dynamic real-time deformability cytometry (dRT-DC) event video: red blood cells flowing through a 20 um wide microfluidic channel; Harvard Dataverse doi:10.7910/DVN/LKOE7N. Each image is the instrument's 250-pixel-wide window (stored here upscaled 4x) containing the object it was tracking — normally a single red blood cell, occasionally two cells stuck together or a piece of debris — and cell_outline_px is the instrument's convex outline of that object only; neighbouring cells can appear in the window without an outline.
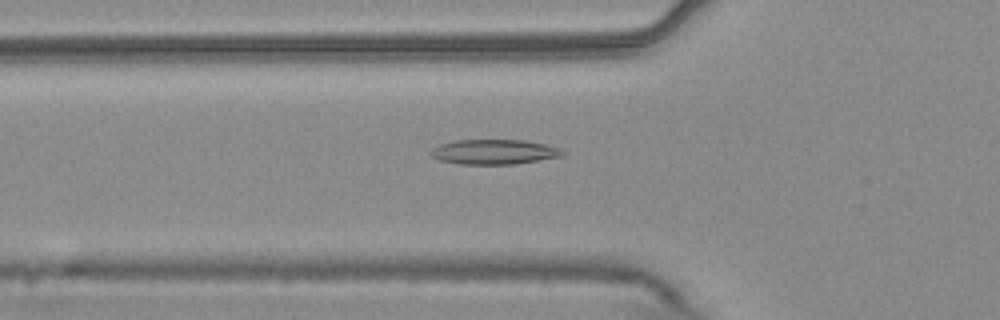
{"species": "common noctule bat (a hibernating species)", "species_latin": "Nyctalus noctula", "temperature_condition": "warm", "stored_images_in_passage": 54, "camera_frame_rate_fps": 3000, "um_per_image_px": 0.085, "animal": {"sex": "male", "body_mass_g": 20.4}, "frame": {"image": 1, "passage_image": 19, "time_ms": 6.0, "image_size_px": [1000, 320], "cell_outline_px": [[564, 156], [512, 164], [460, 164], [440, 160], [432, 156], [428, 152], [432, 148], [440, 144], [456, 140], [524, 140], [544, 144], [556, 148], [564, 152]], "centroid_in_image_um": [41.95, 12.91], "position_along_channel_um": 83.9, "area_um2": 18.9}}
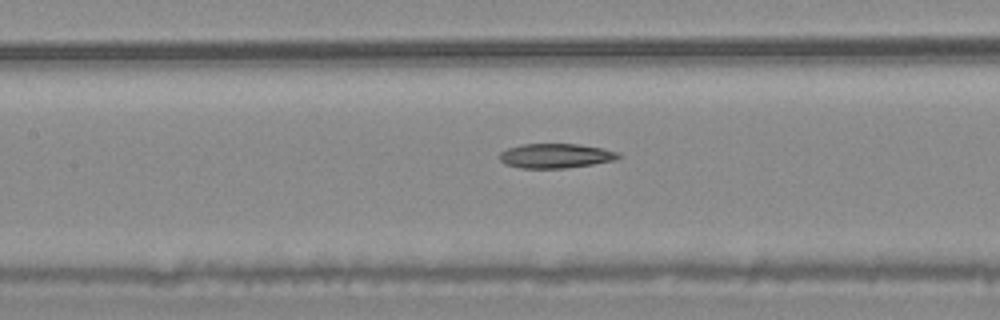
{"frame": {"image": 2, "passage_image": 25, "time_ms": 8.0, "image_size_px": [1000, 320], "cell_outline_px": [[624, 156], [616, 160], [592, 164], [564, 168], [520, 168], [504, 164], [500, 160], [500, 152], [508, 148], [520, 144], [576, 144], [604, 148], [620, 152]], "centroid_in_image_um": [47.27, 13.24], "position_along_channel_um": 160.1, "area_um2": 17.17}}
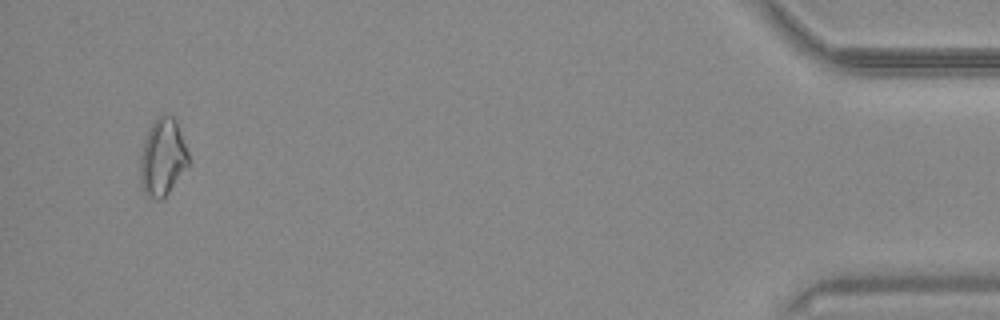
{"frame": {"image": 3, "passage_image": 52, "time_ms": 17.0, "image_size_px": [1000, 320], "cell_outline_px": [[188, 164], [168, 192], [160, 200], [156, 200], [148, 196], [144, 192], [140, 180], [140, 156], [144, 140], [148, 128], [164, 112], [172, 116], [176, 120], [188, 152]], "centroid_in_image_um": [13.8, 13.35], "position_along_channel_um": 421.4, "area_um2": 21.44}, "authors_computed_cell_mechanics": {"area_um2": 18.6694, "velocity_mm_per_s": 3.7657, "shape_relaxation_time_tau1_ms": 10.5837, "shape_relaxation_time_tau2_ms": null, "deformation_change_tau1": 0.1675, "deformation_change_tau2": null}}